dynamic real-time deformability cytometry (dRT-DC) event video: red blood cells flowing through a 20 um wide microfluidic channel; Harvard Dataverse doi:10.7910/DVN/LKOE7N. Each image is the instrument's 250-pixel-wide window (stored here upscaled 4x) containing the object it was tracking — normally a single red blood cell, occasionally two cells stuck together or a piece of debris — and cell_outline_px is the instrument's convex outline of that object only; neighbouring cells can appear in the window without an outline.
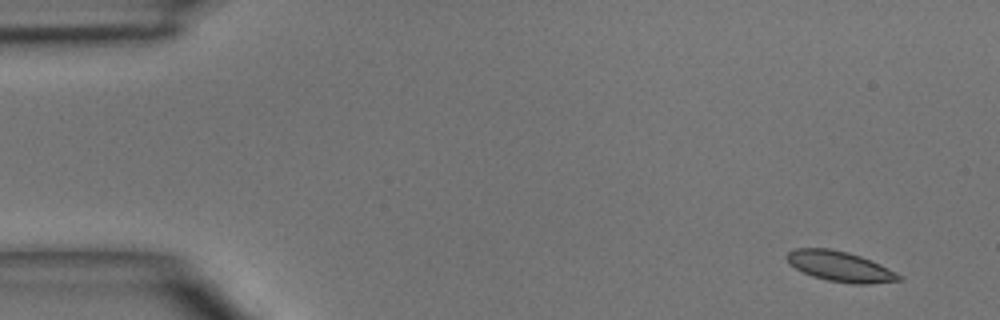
{"species": "common noctule bat (a hibernating species)", "species_latin": "Nyctalus noctula", "temperature_condition": "room temperature", "stored_images_in_passage": 4, "segment_of_instrument_passage": [1, 2], "camera_frame_rate_fps": 3000, "um_per_image_px": 0.085, "animal": {"sex": "male", "body_mass_g": 15.6}, "frame": {"image": 1, "passage_image": 1, "time_ms": 0.0, "image_size_px": [1000, 320], "cell_outline_px": [[904, 280], [868, 284], [852, 284], [828, 280], [812, 276], [788, 264], [784, 256], [788, 252], [796, 248], [828, 248], [848, 252], [860, 256], [880, 264], [904, 276]], "centroid_in_image_um": [71.41, 22.65], "position_along_channel_um": 13.6, "area_um2": 19.88}}
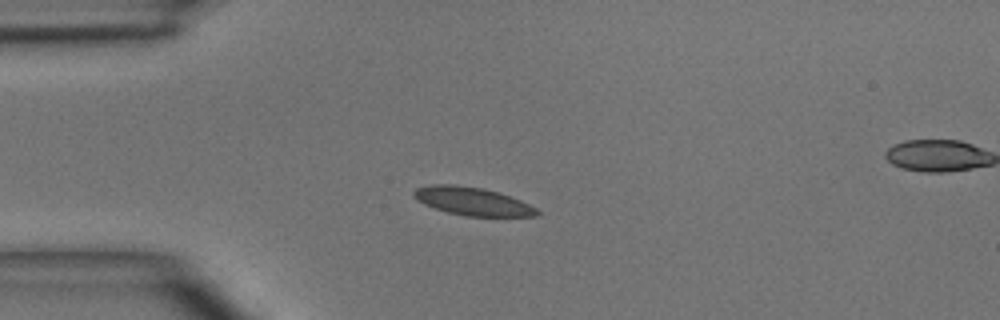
{"frame": {"image": 2, "passage_image": 3, "time_ms": 3.0, "image_size_px": [1000, 320], "cell_outline_px": [[540, 212], [536, 216], [464, 216], [448, 212], [424, 204], [416, 200], [412, 196], [412, 192], [416, 188], [432, 184], [456, 184], [484, 188], [520, 200], [536, 208]], "centroid_in_image_um": [40.11, 17.1], "position_along_channel_um": 44.9, "area_um2": 20.11}}